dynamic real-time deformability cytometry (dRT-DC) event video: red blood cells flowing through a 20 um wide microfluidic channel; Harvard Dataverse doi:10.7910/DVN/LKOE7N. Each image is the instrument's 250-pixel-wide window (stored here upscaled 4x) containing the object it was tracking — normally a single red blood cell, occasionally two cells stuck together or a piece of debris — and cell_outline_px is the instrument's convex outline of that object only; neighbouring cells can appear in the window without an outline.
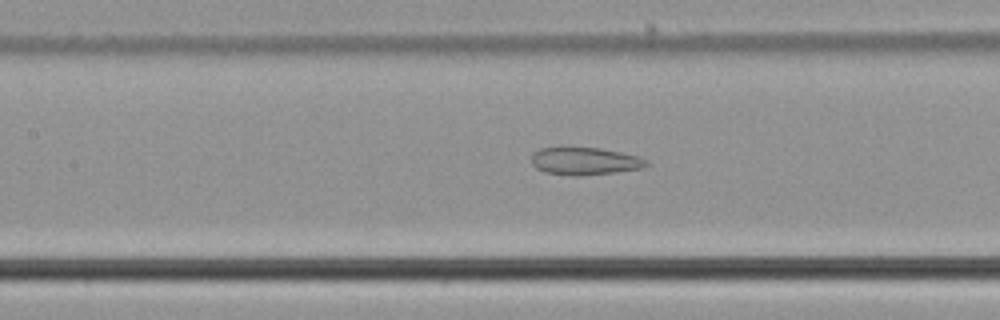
{"species": "common noctule bat (a hibernating species)", "species_latin": "Nyctalus noctula", "temperature_condition": "cold", "stored_images_in_passage": 32, "camera_frame_rate_fps": 3000, "um_per_image_px": 0.085, "animal": {"sex": "male", "body_mass_g": 21.5, "forearm_length_mm": 52.0}, "frame": {"image": 1, "passage_image": 15, "time_ms": 4.667, "image_size_px": [1000, 320], "cell_outline_px": [[648, 164], [640, 168], [616, 172], [580, 176], [572, 176], [544, 172], [536, 168], [532, 164], [532, 152], [540, 148], [600, 148], [640, 156], [648, 160]], "centroid_in_image_um": [49.7, 13.7], "position_along_channel_um": 157.7, "area_um2": 18.44}}
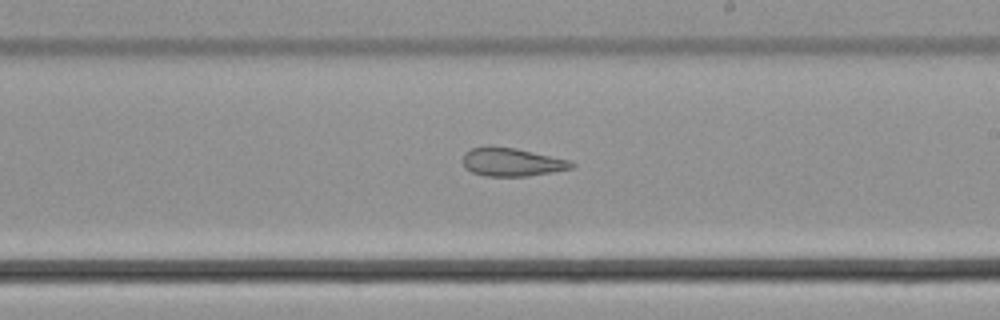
{"frame": {"image": 2, "passage_image": 22, "time_ms": 7.0, "image_size_px": [1000, 320], "cell_outline_px": [[576, 164], [572, 168], [552, 172], [528, 176], [484, 176], [472, 172], [464, 168], [464, 152], [472, 148], [516, 148], [572, 160]], "centroid_in_image_um": [43.56, 13.8], "position_along_channel_um": 245.4, "area_um2": 17.69}}
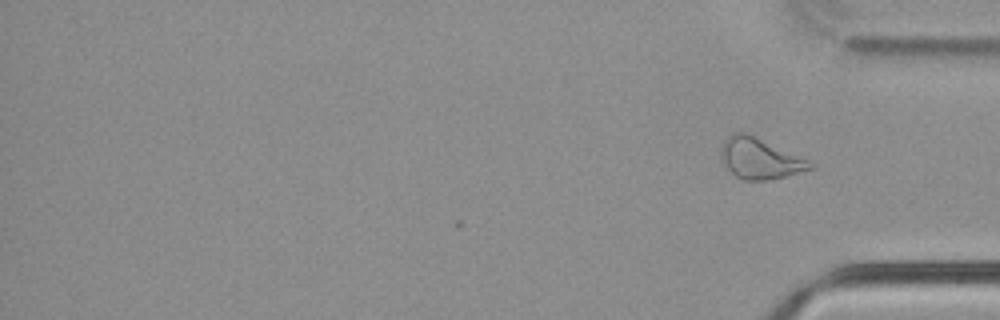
{"frame": {"image": 3, "passage_image": 32, "time_ms": 10.333, "image_size_px": [1000, 320], "cell_outline_px": [[816, 168], [784, 176], [764, 180], [744, 180], [736, 176], [728, 168], [720, 152], [724, 140], [728, 136], [736, 132], [744, 132], [808, 160], [816, 164]], "centroid_in_image_um": [64.61, 13.48], "position_along_channel_um": 370.6, "area_um2": 20.52}, "authors_computed_cell_mechanics": {"area_um2": 18.4671, "velocity_mm_per_s": 3.7781, "shape_relaxation_time_tau1_ms": null, "shape_relaxation_time_tau2_ms": 4.6311, "deformation_change_tau1": null, "deformation_change_tau2": 0.1236}}